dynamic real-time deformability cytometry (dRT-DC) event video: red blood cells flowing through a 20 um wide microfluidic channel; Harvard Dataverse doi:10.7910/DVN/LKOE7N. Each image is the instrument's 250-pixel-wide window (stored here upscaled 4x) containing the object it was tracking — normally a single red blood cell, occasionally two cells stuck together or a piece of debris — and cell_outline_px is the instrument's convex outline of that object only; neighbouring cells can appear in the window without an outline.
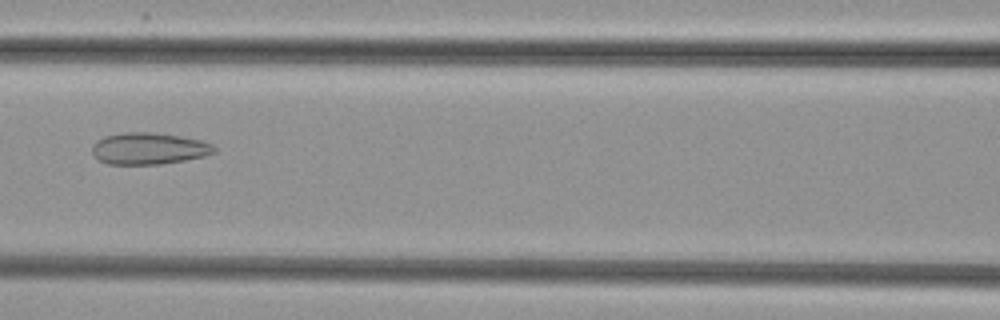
{"species": "common noctule bat (a hibernating species)", "species_latin": "Nyctalus noctula", "temperature_condition": "cold", "stored_images_in_passage": 53, "camera_frame_rate_fps": 3000, "um_per_image_px": 0.085, "animal": {"sex": "female", "body_mass_g": 29.2, "forearm_length_mm": 56.3}, "frame": {"image": 1, "passage_image": 24, "time_ms": 7.667, "image_size_px": [1000, 320], "cell_outline_px": [[216, 152], [204, 156], [184, 160], [160, 164], [108, 164], [96, 160], [92, 152], [92, 144], [96, 140], [104, 136], [124, 132], [152, 132], [180, 136], [200, 140], [212, 144], [216, 148]], "centroid_in_image_um": [12.61, 12.62], "position_along_channel_um": 154.0, "area_um2": 22.72}}
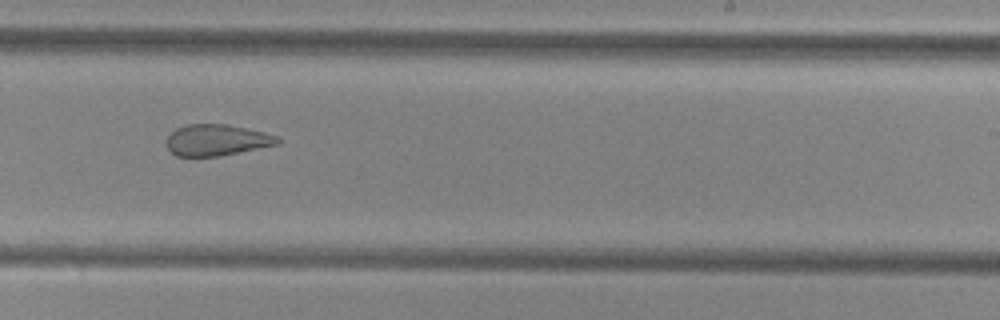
{"frame": {"image": 2, "passage_image": 33, "time_ms": 10.667, "image_size_px": [1000, 320], "cell_outline_px": [[280, 144], [220, 156], [176, 156], [164, 144], [164, 140], [176, 128], [188, 124], [228, 124], [264, 132], [276, 136], [280, 140]], "centroid_in_image_um": [18.4, 11.9], "position_along_channel_um": 270.6, "area_um2": 20.35}}
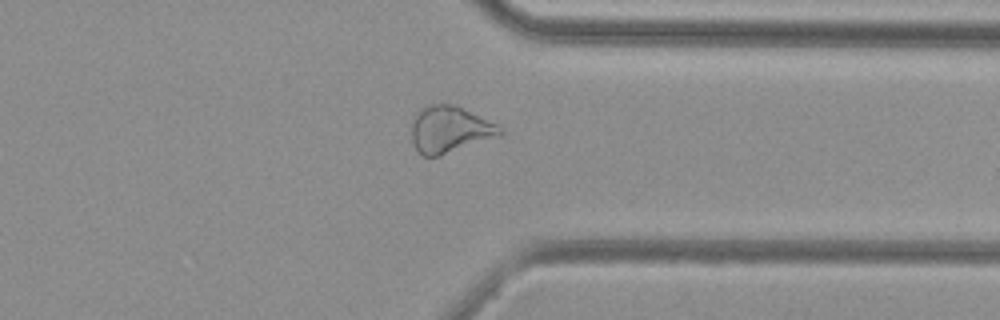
{"frame": {"image": 3, "passage_image": 41, "time_ms": 13.333, "image_size_px": [1000, 320], "cell_outline_px": [[504, 132], [440, 156], [424, 156], [412, 144], [412, 124], [420, 108], [428, 104], [456, 104], [504, 128]], "centroid_in_image_um": [38.19, 10.98], "position_along_channel_um": 373.2, "area_um2": 23.52}}